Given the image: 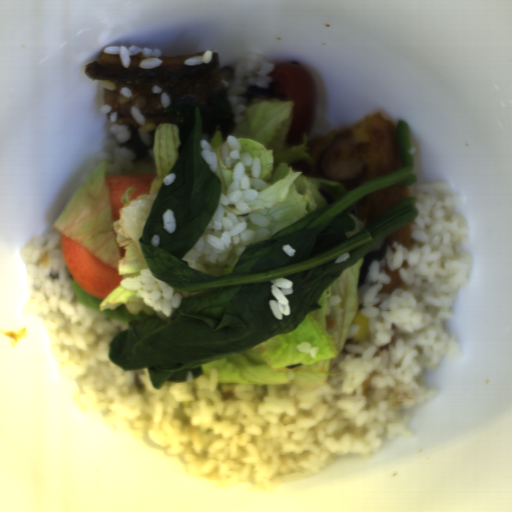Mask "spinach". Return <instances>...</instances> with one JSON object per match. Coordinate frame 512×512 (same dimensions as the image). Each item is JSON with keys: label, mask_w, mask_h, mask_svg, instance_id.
<instances>
[{"label": "spinach", "mask_w": 512, "mask_h": 512, "mask_svg": "<svg viewBox=\"0 0 512 512\" xmlns=\"http://www.w3.org/2000/svg\"><path fill=\"white\" fill-rule=\"evenodd\" d=\"M178 125L179 158L172 184L159 187L138 240L154 277L179 292H207L183 298L166 321L157 315L133 319L108 344V356L123 372L147 369L153 388L204 375L201 365L228 358L272 337L293 333L320 311L323 293L346 268L373 251L388 235L413 221L418 197H409L367 219L350 237L354 204L369 194L417 181L411 126L396 121L401 170L369 180L334 202L303 215L270 238L247 243L230 273L212 275L183 258L211 224L223 183L211 174L201 140L220 126L225 137L236 119L227 89L209 92L207 105L186 98L166 111Z\"/></svg>", "instance_id": "1"}]
</instances>
